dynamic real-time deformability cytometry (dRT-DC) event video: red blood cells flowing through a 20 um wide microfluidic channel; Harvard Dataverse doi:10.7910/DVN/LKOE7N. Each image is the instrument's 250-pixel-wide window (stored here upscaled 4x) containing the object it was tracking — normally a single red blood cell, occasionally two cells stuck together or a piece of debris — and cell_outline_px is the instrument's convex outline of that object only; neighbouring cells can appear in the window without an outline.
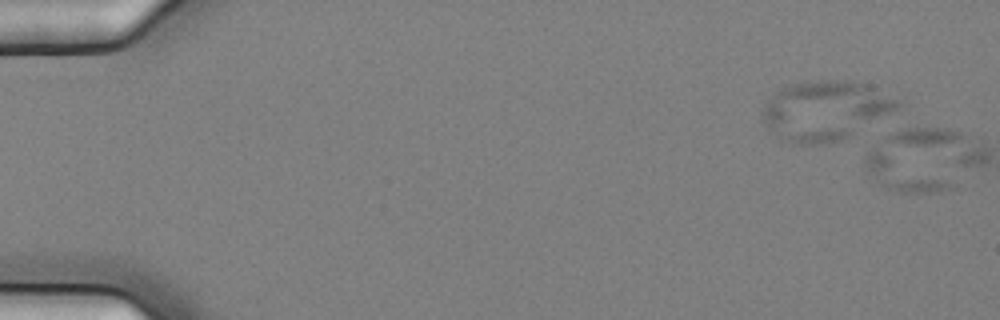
{"species": "common noctule bat (a hibernating species)", "species_latin": "Nyctalus noctula", "temperature_condition": "cold", "stored_images_in_passage": 2, "segment_of_instrument_passage": [1, 2], "camera_frame_rate_fps": 3000, "um_per_image_px": 0.085, "animal": {"sex": "female", "body_mass_g": 25.1}, "frame": {"image": 1, "passage_image": 1, "time_ms": 0.0, "image_size_px": [1000, 320], "cell_outline_px": [[904, 100], [900, 108], [848, 136], [840, 140], [828, 144], [792, 144], [780, 140], [760, 116], [760, 112], [764, 104], [776, 92], [788, 84], [816, 80], [852, 80], [868, 84]], "centroid_in_image_um": [70.17, 9.37], "position_along_channel_um": 14.8, "area_um2": 47.34}}